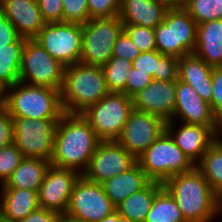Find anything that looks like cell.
Here are the masks:
<instances>
[{
  "mask_svg": "<svg viewBox=\"0 0 222 222\" xmlns=\"http://www.w3.org/2000/svg\"><path fill=\"white\" fill-rule=\"evenodd\" d=\"M179 58L171 55L159 53L158 80H177L178 79Z\"/></svg>",
  "mask_w": 222,
  "mask_h": 222,
  "instance_id": "41",
  "label": "cell"
},
{
  "mask_svg": "<svg viewBox=\"0 0 222 222\" xmlns=\"http://www.w3.org/2000/svg\"><path fill=\"white\" fill-rule=\"evenodd\" d=\"M168 10L151 0H120V20L123 25L155 28L163 23Z\"/></svg>",
  "mask_w": 222,
  "mask_h": 222,
  "instance_id": "21",
  "label": "cell"
},
{
  "mask_svg": "<svg viewBox=\"0 0 222 222\" xmlns=\"http://www.w3.org/2000/svg\"><path fill=\"white\" fill-rule=\"evenodd\" d=\"M109 93L101 66L81 62L65 68L60 91L64 113L81 114Z\"/></svg>",
  "mask_w": 222,
  "mask_h": 222,
  "instance_id": "3",
  "label": "cell"
},
{
  "mask_svg": "<svg viewBox=\"0 0 222 222\" xmlns=\"http://www.w3.org/2000/svg\"><path fill=\"white\" fill-rule=\"evenodd\" d=\"M99 222H126L117 211H114L112 214L104 217Z\"/></svg>",
  "mask_w": 222,
  "mask_h": 222,
  "instance_id": "46",
  "label": "cell"
},
{
  "mask_svg": "<svg viewBox=\"0 0 222 222\" xmlns=\"http://www.w3.org/2000/svg\"><path fill=\"white\" fill-rule=\"evenodd\" d=\"M34 39L65 67L80 62L82 24L69 22L46 23Z\"/></svg>",
  "mask_w": 222,
  "mask_h": 222,
  "instance_id": "11",
  "label": "cell"
},
{
  "mask_svg": "<svg viewBox=\"0 0 222 222\" xmlns=\"http://www.w3.org/2000/svg\"><path fill=\"white\" fill-rule=\"evenodd\" d=\"M131 68L130 60L115 56L102 66L109 92L125 94V84Z\"/></svg>",
  "mask_w": 222,
  "mask_h": 222,
  "instance_id": "30",
  "label": "cell"
},
{
  "mask_svg": "<svg viewBox=\"0 0 222 222\" xmlns=\"http://www.w3.org/2000/svg\"><path fill=\"white\" fill-rule=\"evenodd\" d=\"M114 211L116 206L107 197L102 184L80 175L73 186L66 213L84 222H99Z\"/></svg>",
  "mask_w": 222,
  "mask_h": 222,
  "instance_id": "12",
  "label": "cell"
},
{
  "mask_svg": "<svg viewBox=\"0 0 222 222\" xmlns=\"http://www.w3.org/2000/svg\"><path fill=\"white\" fill-rule=\"evenodd\" d=\"M222 213V194L218 197V214Z\"/></svg>",
  "mask_w": 222,
  "mask_h": 222,
  "instance_id": "49",
  "label": "cell"
},
{
  "mask_svg": "<svg viewBox=\"0 0 222 222\" xmlns=\"http://www.w3.org/2000/svg\"><path fill=\"white\" fill-rule=\"evenodd\" d=\"M2 0H0V11H1Z\"/></svg>",
  "mask_w": 222,
  "mask_h": 222,
  "instance_id": "53",
  "label": "cell"
},
{
  "mask_svg": "<svg viewBox=\"0 0 222 222\" xmlns=\"http://www.w3.org/2000/svg\"><path fill=\"white\" fill-rule=\"evenodd\" d=\"M99 142L95 131L81 114L64 113L57 122L50 164L82 175Z\"/></svg>",
  "mask_w": 222,
  "mask_h": 222,
  "instance_id": "1",
  "label": "cell"
},
{
  "mask_svg": "<svg viewBox=\"0 0 222 222\" xmlns=\"http://www.w3.org/2000/svg\"><path fill=\"white\" fill-rule=\"evenodd\" d=\"M176 106L171 120L181 119V122L208 127H220L221 122L212 112L210 103L189 84L176 80Z\"/></svg>",
  "mask_w": 222,
  "mask_h": 222,
  "instance_id": "17",
  "label": "cell"
},
{
  "mask_svg": "<svg viewBox=\"0 0 222 222\" xmlns=\"http://www.w3.org/2000/svg\"><path fill=\"white\" fill-rule=\"evenodd\" d=\"M140 53L141 51L129 38L128 34L122 30L114 43L112 56L125 58L132 62Z\"/></svg>",
  "mask_w": 222,
  "mask_h": 222,
  "instance_id": "37",
  "label": "cell"
},
{
  "mask_svg": "<svg viewBox=\"0 0 222 222\" xmlns=\"http://www.w3.org/2000/svg\"><path fill=\"white\" fill-rule=\"evenodd\" d=\"M136 163L137 159L117 141H100L82 175L90 181L101 184L129 170Z\"/></svg>",
  "mask_w": 222,
  "mask_h": 222,
  "instance_id": "14",
  "label": "cell"
},
{
  "mask_svg": "<svg viewBox=\"0 0 222 222\" xmlns=\"http://www.w3.org/2000/svg\"><path fill=\"white\" fill-rule=\"evenodd\" d=\"M212 70V66L194 53L178 61V79L189 84L207 102L212 99Z\"/></svg>",
  "mask_w": 222,
  "mask_h": 222,
  "instance_id": "20",
  "label": "cell"
},
{
  "mask_svg": "<svg viewBox=\"0 0 222 222\" xmlns=\"http://www.w3.org/2000/svg\"><path fill=\"white\" fill-rule=\"evenodd\" d=\"M196 167L219 197L222 194V140L220 138L206 151Z\"/></svg>",
  "mask_w": 222,
  "mask_h": 222,
  "instance_id": "28",
  "label": "cell"
},
{
  "mask_svg": "<svg viewBox=\"0 0 222 222\" xmlns=\"http://www.w3.org/2000/svg\"><path fill=\"white\" fill-rule=\"evenodd\" d=\"M65 68L37 40L26 39L19 74L20 82L61 91Z\"/></svg>",
  "mask_w": 222,
  "mask_h": 222,
  "instance_id": "8",
  "label": "cell"
},
{
  "mask_svg": "<svg viewBox=\"0 0 222 222\" xmlns=\"http://www.w3.org/2000/svg\"><path fill=\"white\" fill-rule=\"evenodd\" d=\"M164 6L167 10L183 8L184 0H151Z\"/></svg>",
  "mask_w": 222,
  "mask_h": 222,
  "instance_id": "45",
  "label": "cell"
},
{
  "mask_svg": "<svg viewBox=\"0 0 222 222\" xmlns=\"http://www.w3.org/2000/svg\"><path fill=\"white\" fill-rule=\"evenodd\" d=\"M123 30L141 52L155 51L154 29L139 25H124Z\"/></svg>",
  "mask_w": 222,
  "mask_h": 222,
  "instance_id": "33",
  "label": "cell"
},
{
  "mask_svg": "<svg viewBox=\"0 0 222 222\" xmlns=\"http://www.w3.org/2000/svg\"><path fill=\"white\" fill-rule=\"evenodd\" d=\"M14 142L13 117L4 108H0V149Z\"/></svg>",
  "mask_w": 222,
  "mask_h": 222,
  "instance_id": "42",
  "label": "cell"
},
{
  "mask_svg": "<svg viewBox=\"0 0 222 222\" xmlns=\"http://www.w3.org/2000/svg\"><path fill=\"white\" fill-rule=\"evenodd\" d=\"M50 165V161L24 157L19 166L13 171L11 177L2 185V188H20L39 191Z\"/></svg>",
  "mask_w": 222,
  "mask_h": 222,
  "instance_id": "26",
  "label": "cell"
},
{
  "mask_svg": "<svg viewBox=\"0 0 222 222\" xmlns=\"http://www.w3.org/2000/svg\"><path fill=\"white\" fill-rule=\"evenodd\" d=\"M219 136H220V139L222 140V121H221V125H220V134H219Z\"/></svg>",
  "mask_w": 222,
  "mask_h": 222,
  "instance_id": "52",
  "label": "cell"
},
{
  "mask_svg": "<svg viewBox=\"0 0 222 222\" xmlns=\"http://www.w3.org/2000/svg\"><path fill=\"white\" fill-rule=\"evenodd\" d=\"M183 8L197 24L222 19V0H184Z\"/></svg>",
  "mask_w": 222,
  "mask_h": 222,
  "instance_id": "31",
  "label": "cell"
},
{
  "mask_svg": "<svg viewBox=\"0 0 222 222\" xmlns=\"http://www.w3.org/2000/svg\"><path fill=\"white\" fill-rule=\"evenodd\" d=\"M193 53L212 67L222 66V19L197 24Z\"/></svg>",
  "mask_w": 222,
  "mask_h": 222,
  "instance_id": "22",
  "label": "cell"
},
{
  "mask_svg": "<svg viewBox=\"0 0 222 222\" xmlns=\"http://www.w3.org/2000/svg\"><path fill=\"white\" fill-rule=\"evenodd\" d=\"M58 216L56 212L38 208L19 222H56Z\"/></svg>",
  "mask_w": 222,
  "mask_h": 222,
  "instance_id": "44",
  "label": "cell"
},
{
  "mask_svg": "<svg viewBox=\"0 0 222 222\" xmlns=\"http://www.w3.org/2000/svg\"><path fill=\"white\" fill-rule=\"evenodd\" d=\"M176 80H155L132 97L133 108L171 120L176 106Z\"/></svg>",
  "mask_w": 222,
  "mask_h": 222,
  "instance_id": "18",
  "label": "cell"
},
{
  "mask_svg": "<svg viewBox=\"0 0 222 222\" xmlns=\"http://www.w3.org/2000/svg\"><path fill=\"white\" fill-rule=\"evenodd\" d=\"M144 222H186L174 198L163 187L155 196Z\"/></svg>",
  "mask_w": 222,
  "mask_h": 222,
  "instance_id": "29",
  "label": "cell"
},
{
  "mask_svg": "<svg viewBox=\"0 0 222 222\" xmlns=\"http://www.w3.org/2000/svg\"><path fill=\"white\" fill-rule=\"evenodd\" d=\"M0 222H15V221H12L10 219H7V218L3 217Z\"/></svg>",
  "mask_w": 222,
  "mask_h": 222,
  "instance_id": "51",
  "label": "cell"
},
{
  "mask_svg": "<svg viewBox=\"0 0 222 222\" xmlns=\"http://www.w3.org/2000/svg\"><path fill=\"white\" fill-rule=\"evenodd\" d=\"M163 184L151 181L141 191L133 193L116 206V211L126 222H144L156 194Z\"/></svg>",
  "mask_w": 222,
  "mask_h": 222,
  "instance_id": "25",
  "label": "cell"
},
{
  "mask_svg": "<svg viewBox=\"0 0 222 222\" xmlns=\"http://www.w3.org/2000/svg\"><path fill=\"white\" fill-rule=\"evenodd\" d=\"M80 175L75 170L50 165L38 191L39 208L66 213L73 186Z\"/></svg>",
  "mask_w": 222,
  "mask_h": 222,
  "instance_id": "15",
  "label": "cell"
},
{
  "mask_svg": "<svg viewBox=\"0 0 222 222\" xmlns=\"http://www.w3.org/2000/svg\"><path fill=\"white\" fill-rule=\"evenodd\" d=\"M37 2L46 23L63 22L62 0H37Z\"/></svg>",
  "mask_w": 222,
  "mask_h": 222,
  "instance_id": "39",
  "label": "cell"
},
{
  "mask_svg": "<svg viewBox=\"0 0 222 222\" xmlns=\"http://www.w3.org/2000/svg\"><path fill=\"white\" fill-rule=\"evenodd\" d=\"M0 203L4 217L19 222L39 208L38 191L20 188H2Z\"/></svg>",
  "mask_w": 222,
  "mask_h": 222,
  "instance_id": "24",
  "label": "cell"
},
{
  "mask_svg": "<svg viewBox=\"0 0 222 222\" xmlns=\"http://www.w3.org/2000/svg\"><path fill=\"white\" fill-rule=\"evenodd\" d=\"M1 11L18 34L27 39L35 38L46 24L37 0H2Z\"/></svg>",
  "mask_w": 222,
  "mask_h": 222,
  "instance_id": "19",
  "label": "cell"
},
{
  "mask_svg": "<svg viewBox=\"0 0 222 222\" xmlns=\"http://www.w3.org/2000/svg\"><path fill=\"white\" fill-rule=\"evenodd\" d=\"M56 222H84L81 219L75 218L67 213L59 214Z\"/></svg>",
  "mask_w": 222,
  "mask_h": 222,
  "instance_id": "47",
  "label": "cell"
},
{
  "mask_svg": "<svg viewBox=\"0 0 222 222\" xmlns=\"http://www.w3.org/2000/svg\"><path fill=\"white\" fill-rule=\"evenodd\" d=\"M163 187L176 201L186 222H211L218 216V197L196 166L173 175Z\"/></svg>",
  "mask_w": 222,
  "mask_h": 222,
  "instance_id": "2",
  "label": "cell"
},
{
  "mask_svg": "<svg viewBox=\"0 0 222 222\" xmlns=\"http://www.w3.org/2000/svg\"><path fill=\"white\" fill-rule=\"evenodd\" d=\"M175 120L166 122V131L183 151L184 155L196 166L206 151L220 138V127H208L181 122L178 131ZM175 132V133H174Z\"/></svg>",
  "mask_w": 222,
  "mask_h": 222,
  "instance_id": "16",
  "label": "cell"
},
{
  "mask_svg": "<svg viewBox=\"0 0 222 222\" xmlns=\"http://www.w3.org/2000/svg\"><path fill=\"white\" fill-rule=\"evenodd\" d=\"M20 35L13 24L0 11V48H5L7 44L14 43Z\"/></svg>",
  "mask_w": 222,
  "mask_h": 222,
  "instance_id": "43",
  "label": "cell"
},
{
  "mask_svg": "<svg viewBox=\"0 0 222 222\" xmlns=\"http://www.w3.org/2000/svg\"><path fill=\"white\" fill-rule=\"evenodd\" d=\"M120 16L90 19L82 25V53L80 62L103 66L112 57L113 46L123 30Z\"/></svg>",
  "mask_w": 222,
  "mask_h": 222,
  "instance_id": "9",
  "label": "cell"
},
{
  "mask_svg": "<svg viewBox=\"0 0 222 222\" xmlns=\"http://www.w3.org/2000/svg\"><path fill=\"white\" fill-rule=\"evenodd\" d=\"M154 34L159 53L181 58L195 50L197 23L184 8L168 10Z\"/></svg>",
  "mask_w": 222,
  "mask_h": 222,
  "instance_id": "6",
  "label": "cell"
},
{
  "mask_svg": "<svg viewBox=\"0 0 222 222\" xmlns=\"http://www.w3.org/2000/svg\"><path fill=\"white\" fill-rule=\"evenodd\" d=\"M150 182L151 180L147 177L146 173L141 169L140 165L136 163L129 170L120 173L101 184L107 197L115 206H117L128 196L141 191Z\"/></svg>",
  "mask_w": 222,
  "mask_h": 222,
  "instance_id": "23",
  "label": "cell"
},
{
  "mask_svg": "<svg viewBox=\"0 0 222 222\" xmlns=\"http://www.w3.org/2000/svg\"><path fill=\"white\" fill-rule=\"evenodd\" d=\"M132 67L138 72L147 73L153 79L158 80L159 52L157 50L141 52L132 61Z\"/></svg>",
  "mask_w": 222,
  "mask_h": 222,
  "instance_id": "36",
  "label": "cell"
},
{
  "mask_svg": "<svg viewBox=\"0 0 222 222\" xmlns=\"http://www.w3.org/2000/svg\"><path fill=\"white\" fill-rule=\"evenodd\" d=\"M90 19L111 18L119 15L120 0H87Z\"/></svg>",
  "mask_w": 222,
  "mask_h": 222,
  "instance_id": "35",
  "label": "cell"
},
{
  "mask_svg": "<svg viewBox=\"0 0 222 222\" xmlns=\"http://www.w3.org/2000/svg\"><path fill=\"white\" fill-rule=\"evenodd\" d=\"M7 88L0 83V108L5 106Z\"/></svg>",
  "mask_w": 222,
  "mask_h": 222,
  "instance_id": "48",
  "label": "cell"
},
{
  "mask_svg": "<svg viewBox=\"0 0 222 222\" xmlns=\"http://www.w3.org/2000/svg\"><path fill=\"white\" fill-rule=\"evenodd\" d=\"M24 158L22 152L14 144L0 149V181L5 184L11 177L13 171L19 166Z\"/></svg>",
  "mask_w": 222,
  "mask_h": 222,
  "instance_id": "32",
  "label": "cell"
},
{
  "mask_svg": "<svg viewBox=\"0 0 222 222\" xmlns=\"http://www.w3.org/2000/svg\"><path fill=\"white\" fill-rule=\"evenodd\" d=\"M212 112L222 121V66L212 70V99L209 102Z\"/></svg>",
  "mask_w": 222,
  "mask_h": 222,
  "instance_id": "38",
  "label": "cell"
},
{
  "mask_svg": "<svg viewBox=\"0 0 222 222\" xmlns=\"http://www.w3.org/2000/svg\"><path fill=\"white\" fill-rule=\"evenodd\" d=\"M137 163L151 181L162 184L195 167L166 130L137 158Z\"/></svg>",
  "mask_w": 222,
  "mask_h": 222,
  "instance_id": "5",
  "label": "cell"
},
{
  "mask_svg": "<svg viewBox=\"0 0 222 222\" xmlns=\"http://www.w3.org/2000/svg\"><path fill=\"white\" fill-rule=\"evenodd\" d=\"M59 120L13 118L14 144L24 157L51 161Z\"/></svg>",
  "mask_w": 222,
  "mask_h": 222,
  "instance_id": "10",
  "label": "cell"
},
{
  "mask_svg": "<svg viewBox=\"0 0 222 222\" xmlns=\"http://www.w3.org/2000/svg\"><path fill=\"white\" fill-rule=\"evenodd\" d=\"M153 78L147 73L138 72L134 67L131 68L125 84V94L133 97L139 91L147 87Z\"/></svg>",
  "mask_w": 222,
  "mask_h": 222,
  "instance_id": "40",
  "label": "cell"
},
{
  "mask_svg": "<svg viewBox=\"0 0 222 222\" xmlns=\"http://www.w3.org/2000/svg\"><path fill=\"white\" fill-rule=\"evenodd\" d=\"M4 108L13 118L60 120L64 114L59 90L17 82L7 88Z\"/></svg>",
  "mask_w": 222,
  "mask_h": 222,
  "instance_id": "4",
  "label": "cell"
},
{
  "mask_svg": "<svg viewBox=\"0 0 222 222\" xmlns=\"http://www.w3.org/2000/svg\"><path fill=\"white\" fill-rule=\"evenodd\" d=\"M133 109L132 97L109 92L81 115L89 122L100 141H116Z\"/></svg>",
  "mask_w": 222,
  "mask_h": 222,
  "instance_id": "7",
  "label": "cell"
},
{
  "mask_svg": "<svg viewBox=\"0 0 222 222\" xmlns=\"http://www.w3.org/2000/svg\"><path fill=\"white\" fill-rule=\"evenodd\" d=\"M3 217H4V214H3L2 206L0 203V221L2 220Z\"/></svg>",
  "mask_w": 222,
  "mask_h": 222,
  "instance_id": "50",
  "label": "cell"
},
{
  "mask_svg": "<svg viewBox=\"0 0 222 222\" xmlns=\"http://www.w3.org/2000/svg\"><path fill=\"white\" fill-rule=\"evenodd\" d=\"M63 22L85 24L90 20L87 0H62Z\"/></svg>",
  "mask_w": 222,
  "mask_h": 222,
  "instance_id": "34",
  "label": "cell"
},
{
  "mask_svg": "<svg viewBox=\"0 0 222 222\" xmlns=\"http://www.w3.org/2000/svg\"><path fill=\"white\" fill-rule=\"evenodd\" d=\"M27 38L19 37L14 43L0 48V83L6 88L19 82L23 49Z\"/></svg>",
  "mask_w": 222,
  "mask_h": 222,
  "instance_id": "27",
  "label": "cell"
},
{
  "mask_svg": "<svg viewBox=\"0 0 222 222\" xmlns=\"http://www.w3.org/2000/svg\"><path fill=\"white\" fill-rule=\"evenodd\" d=\"M165 130L164 119L133 108L116 141L137 159Z\"/></svg>",
  "mask_w": 222,
  "mask_h": 222,
  "instance_id": "13",
  "label": "cell"
}]
</instances>
